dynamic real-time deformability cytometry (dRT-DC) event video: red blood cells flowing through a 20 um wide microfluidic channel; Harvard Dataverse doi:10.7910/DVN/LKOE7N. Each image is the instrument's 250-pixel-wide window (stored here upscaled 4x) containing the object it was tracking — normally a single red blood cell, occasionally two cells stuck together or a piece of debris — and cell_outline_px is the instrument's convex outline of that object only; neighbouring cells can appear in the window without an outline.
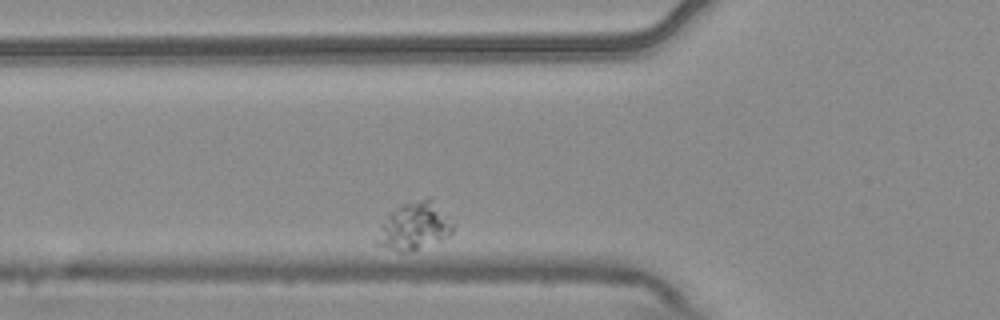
{"species": "common noctule bat (a hibernating species)", "species_latin": "Nyctalus noctula", "temperature_condition": "warm", "stored_images_in_passage": 3, "camera_frame_rate_fps": 3000, "um_per_image_px": 0.085, "animal": {"sex": "male", "body_mass_g": 20.4}, "frame": {"image": 1, "passage_image": 3, "time_ms": 0.667, "image_size_px": [1000, 320], "cell_outline_px": [[452, 232], [444, 240], [412, 252], [400, 252], [376, 244], [376, 240], [388, 212], [404, 204], [428, 196], [432, 196], [452, 224]], "centroid_in_image_um": [35.24, 19.23], "position_along_channel_um": 90.6, "area_um2": 21.04}}